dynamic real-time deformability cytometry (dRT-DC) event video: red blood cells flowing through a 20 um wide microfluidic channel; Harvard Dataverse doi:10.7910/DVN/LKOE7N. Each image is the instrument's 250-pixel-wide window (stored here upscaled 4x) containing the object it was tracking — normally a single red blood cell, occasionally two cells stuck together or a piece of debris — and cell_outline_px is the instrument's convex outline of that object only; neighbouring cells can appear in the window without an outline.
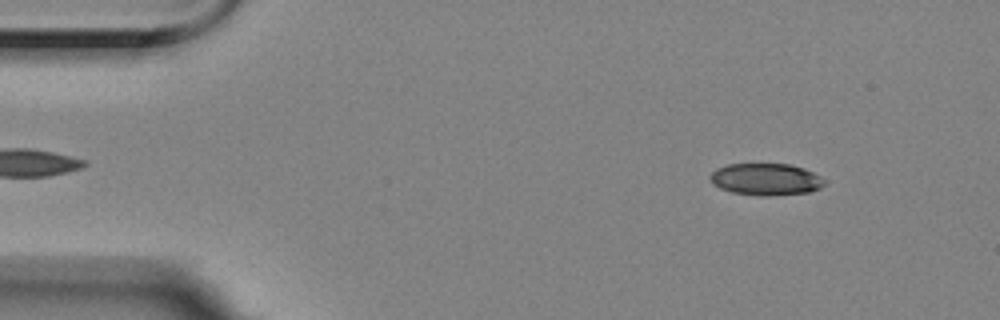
{"species": "Egyptian fruit bat (a non-hibernating species)", "species_latin": "Rousettus aegyptiacus", "temperature_condition": "room temperature", "stored_images_in_passage": 55, "camera_frame_rate_fps": 3000, "um_per_image_px": 0.085, "animal": {"sex": "female"}, "frame": {"image": 1, "passage_image": 5, "time_ms": 1.333, "image_size_px": [1000, 320], "cell_outline_px": [[828, 180], [820, 188], [812, 192], [768, 196], [760, 196], [732, 192], [720, 188], [712, 184], [708, 176], [716, 168], [728, 164], [788, 164], [804, 168]], "centroid_in_image_um": [65.1, 15.25], "position_along_channel_um": 19.9, "area_um2": 21.5}}
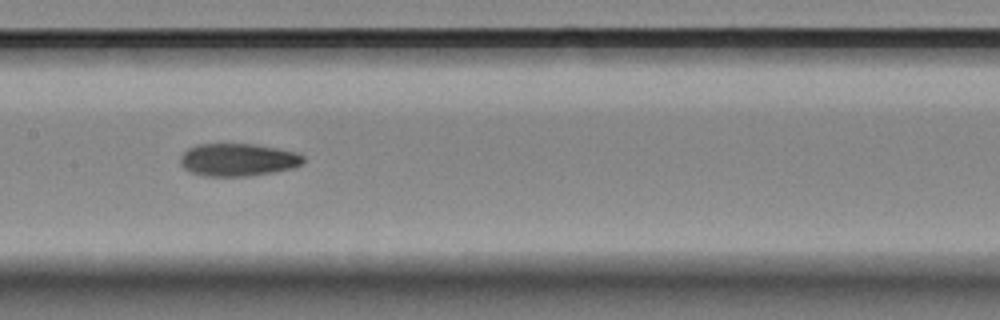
{"frame": {"image": 2, "passage_image": 26, "time_ms": 8.333, "image_size_px": [1000, 320], "cell_outline_px": [[304, 160], [300, 164], [292, 168], [272, 172], [248, 176], [204, 176], [192, 172], [184, 168], [180, 164], [180, 156], [188, 148], [200, 144], [256, 144], [296, 152], [304, 156]], "centroid_in_image_um": [20.21, 13.58], "position_along_channel_um": 187.2, "area_um2": 23.29}}
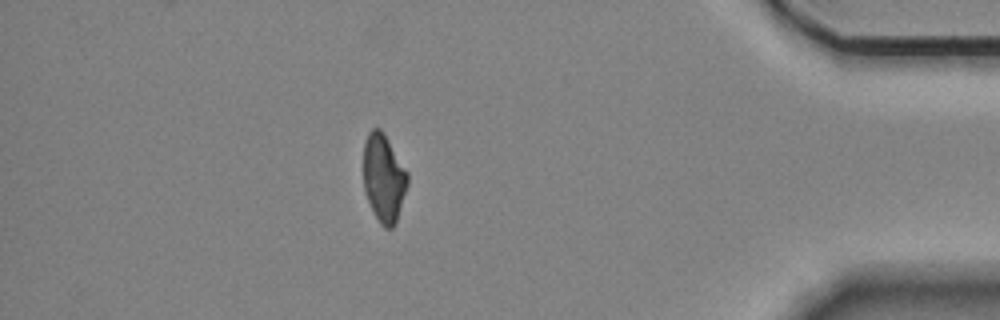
{"frame": {"image": 3, "passage_image": 48, "time_ms": 15.667, "image_size_px": [1000, 320], "cell_outline_px": [[408, 184], [396, 224], [392, 228], [384, 228], [380, 224], [364, 192], [364, 140], [368, 132], [372, 128], [380, 128], [384, 132], [408, 172]], "centroid_in_image_um": [32.63, 15.12], "position_along_channel_um": 402.6, "area_um2": 22.77}, "authors_computed_cell_mechanics": {"area_um2": 23.1778, "velocity_mm_per_s": 3.5164, "shape_relaxation_time_tau1_ms": null, "shape_relaxation_time_tau2_ms": 3.1201, "deformation_change_tau1": null, "deformation_change_tau2": 0.0904}}